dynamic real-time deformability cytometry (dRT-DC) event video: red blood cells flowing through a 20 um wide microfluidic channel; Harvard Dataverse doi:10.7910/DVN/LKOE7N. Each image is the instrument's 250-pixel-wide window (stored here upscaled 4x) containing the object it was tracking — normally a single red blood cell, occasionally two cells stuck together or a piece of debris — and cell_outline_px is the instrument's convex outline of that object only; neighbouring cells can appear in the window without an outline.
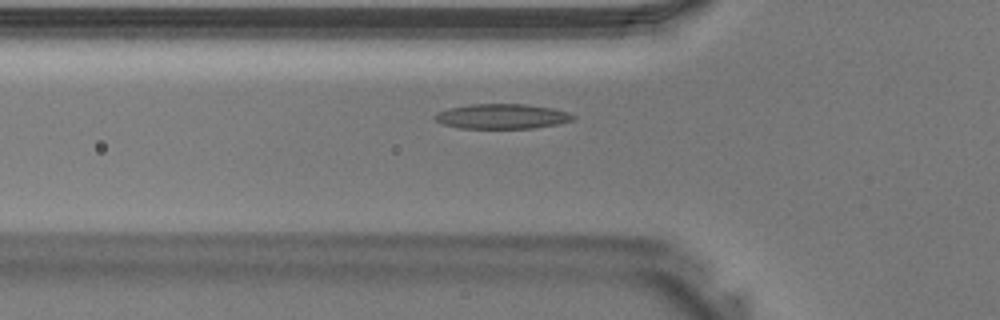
{"species": "Egyptian fruit bat (a non-hibernating species)", "species_latin": "Rousettus aegyptiacus", "temperature_condition": "warm", "stored_images_in_passage": 36, "camera_frame_rate_fps": 3000, "um_per_image_px": 0.085, "animal": {"sex": "male"}, "frame": {"image": 1, "passage_image": 13, "time_ms": 4.0, "image_size_px": [1000, 320], "cell_outline_px": [[576, 116], [572, 120], [556, 124], [532, 128], [460, 128], [444, 124], [436, 120], [432, 116], [436, 112], [448, 108], [472, 104], [528, 104], [552, 108], [568, 112]], "centroid_in_image_um": [42.65, 9.88], "position_along_channel_um": 83.2, "area_um2": 20.0}}
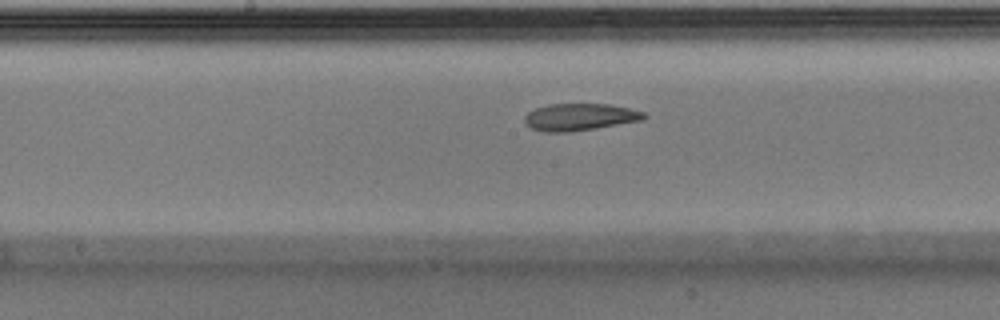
{"frame": {"image": 2, "passage_image": 20, "time_ms": 6.333, "image_size_px": [1000, 320], "cell_outline_px": [[648, 116], [644, 120], [572, 132], [540, 132], [532, 128], [524, 120], [524, 116], [528, 112], [536, 108], [548, 104], [612, 104], [644, 112]], "centroid_in_image_um": [49.3, 9.95], "position_along_channel_um": 198.9, "area_um2": 18.96}}
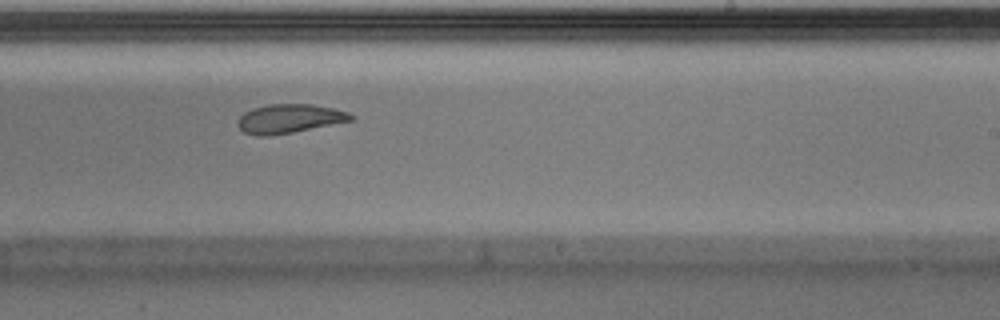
{"frame": {"image": 3, "passage_image": 24, "time_ms": 7.667, "image_size_px": [1000, 320], "cell_outline_px": [[356, 116], [352, 120], [292, 132], [264, 136], [256, 136], [244, 132], [240, 128], [240, 116], [244, 112], [252, 108], [268, 104], [312, 104], [332, 108], [348, 112]], "centroid_in_image_um": [24.6, 10.07], "position_along_channel_um": 264.4, "area_um2": 18.79}}